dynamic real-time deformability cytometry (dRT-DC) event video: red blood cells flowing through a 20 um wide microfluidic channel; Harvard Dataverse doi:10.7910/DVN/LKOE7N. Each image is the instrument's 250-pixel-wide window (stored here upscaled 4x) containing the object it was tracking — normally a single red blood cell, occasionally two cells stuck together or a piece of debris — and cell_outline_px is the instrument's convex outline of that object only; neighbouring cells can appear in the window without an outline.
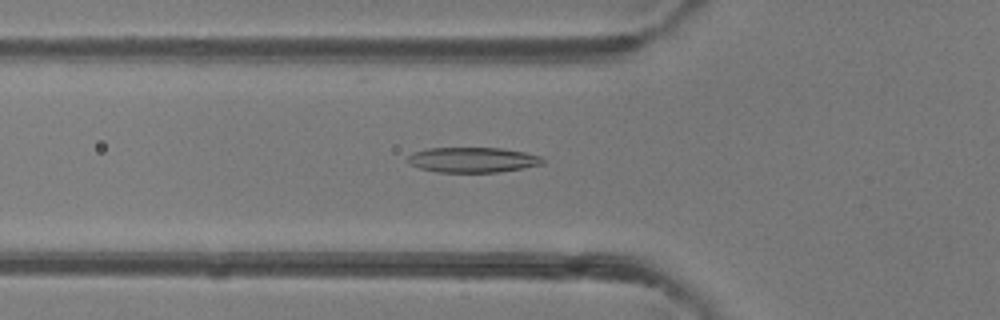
{"species": "common noctule bat (a hibernating species)", "species_latin": "Nyctalus noctula", "temperature_condition": "room temperature", "stored_images_in_passage": 35, "camera_frame_rate_fps": 3000, "um_per_image_px": 0.085, "animal": {"sex": "female"}, "frame": {"image": 1, "passage_image": 4, "time_ms": 1.0, "image_size_px": [1000, 320], "cell_outline_px": [[544, 164], [524, 168], [500, 172], [436, 172], [420, 168], [412, 164], [408, 160], [408, 156], [412, 152], [428, 148], [500, 148], [524, 152], [540, 156], [544, 160]], "centroid_in_image_um": [40.2, 13.59], "position_along_channel_um": 85.6, "area_um2": 19.77}}
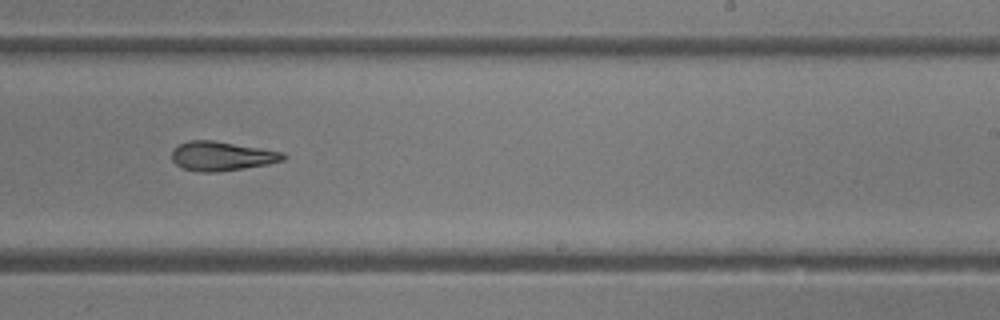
{"frame": {"image": 2, "passage_image": 17, "time_ms": 5.333, "image_size_px": [1000, 320], "cell_outline_px": [[288, 156], [284, 160], [268, 164], [244, 168], [216, 172], [196, 172], [184, 168], [176, 164], [172, 160], [172, 152], [180, 144], [188, 140], [212, 140], [284, 152]], "centroid_in_image_um": [18.87, 13.27], "position_along_channel_um": 270.1, "area_um2": 18.9}}
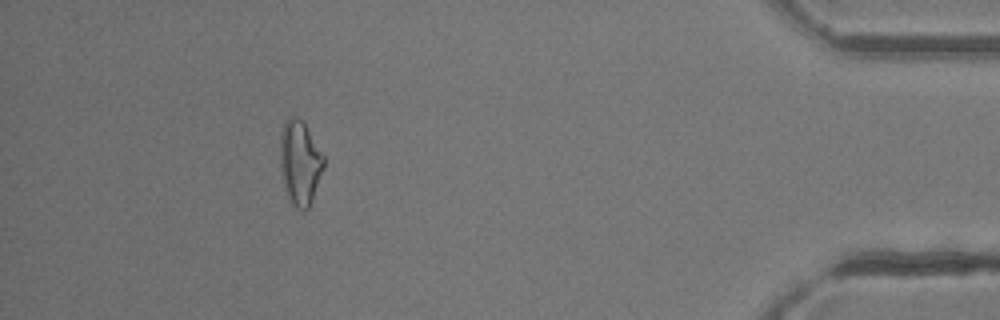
{"frame": {"image": 3, "passage_image": 31, "time_ms": 10.0, "image_size_px": [1000, 320], "cell_outline_px": [[324, 168], [312, 200], [308, 208], [304, 212], [292, 208], [288, 200], [284, 188], [280, 164], [280, 132], [284, 120], [288, 116], [296, 116], [304, 120], [324, 156]], "centroid_in_image_um": [25.48, 13.82], "position_along_channel_um": 409.7, "area_um2": 22.2}, "authors_computed_cell_mechanics": {"area_um2": 19.363, "velocity_mm_per_s": 4.2448, "shape_relaxation_time_tau1_ms": 4.8316, "shape_relaxation_time_tau2_ms": 3.8267, "deformation_change_tau1": 0.1575, "deformation_change_tau2": 0.1458}}